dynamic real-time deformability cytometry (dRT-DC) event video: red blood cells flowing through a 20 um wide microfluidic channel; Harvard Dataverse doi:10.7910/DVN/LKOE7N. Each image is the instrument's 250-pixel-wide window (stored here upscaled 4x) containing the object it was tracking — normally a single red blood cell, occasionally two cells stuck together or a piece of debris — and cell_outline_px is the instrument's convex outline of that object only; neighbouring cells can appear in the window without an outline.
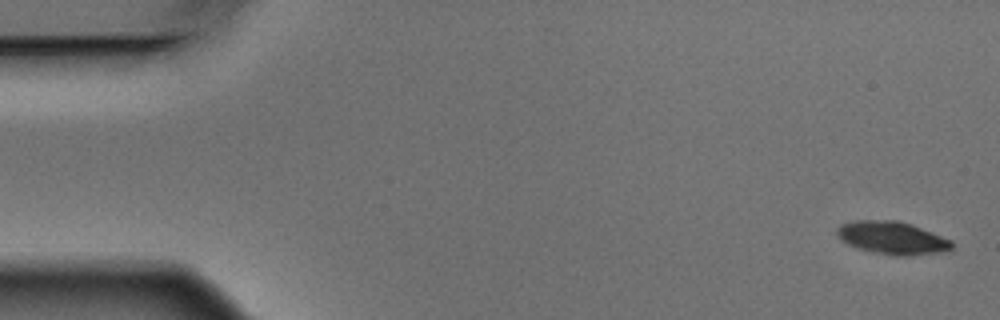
{"species": "Egyptian fruit bat (a non-hibernating species)", "species_latin": "Rousettus aegyptiacus", "temperature_condition": "warm", "stored_images_in_passage": 5, "camera_frame_rate_fps": 3000, "um_per_image_px": 0.085, "animal": {"sex": "male"}, "frame": {"image": 1, "passage_image": 1, "time_ms": 0.0, "image_size_px": [1000, 320], "cell_outline_px": [[952, 252], [912, 256], [892, 256], [872, 252], [856, 248], [848, 244], [836, 236], [836, 228], [840, 224], [852, 220], [896, 220], [912, 224], [952, 240]], "centroid_in_image_um": [75.86, 20.24], "position_along_channel_um": 9.1, "area_um2": 22.6}}
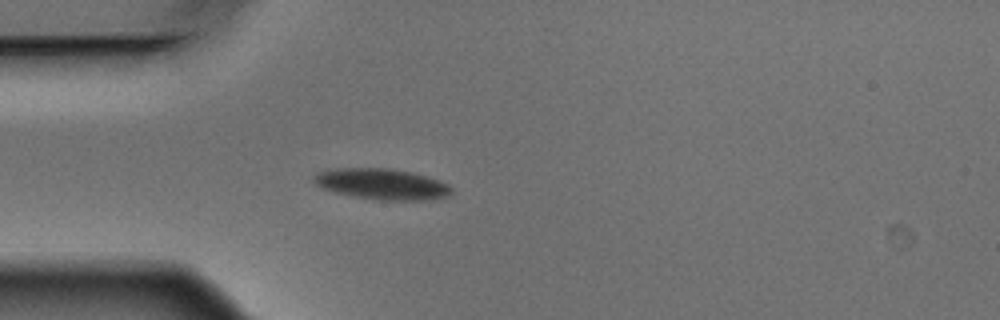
{"frame": {"image": 2, "passage_image": 5, "time_ms": 1.333, "image_size_px": [1000, 320], "cell_outline_px": [[452, 192], [448, 196], [428, 200], [380, 200], [352, 196], [336, 192], [324, 188], [316, 184], [312, 180], [312, 176], [316, 172], [328, 168], [392, 168], [412, 172], [448, 184], [452, 188]], "centroid_in_image_um": [32.41, 15.63], "position_along_channel_um": 52.6, "area_um2": 24.85}}